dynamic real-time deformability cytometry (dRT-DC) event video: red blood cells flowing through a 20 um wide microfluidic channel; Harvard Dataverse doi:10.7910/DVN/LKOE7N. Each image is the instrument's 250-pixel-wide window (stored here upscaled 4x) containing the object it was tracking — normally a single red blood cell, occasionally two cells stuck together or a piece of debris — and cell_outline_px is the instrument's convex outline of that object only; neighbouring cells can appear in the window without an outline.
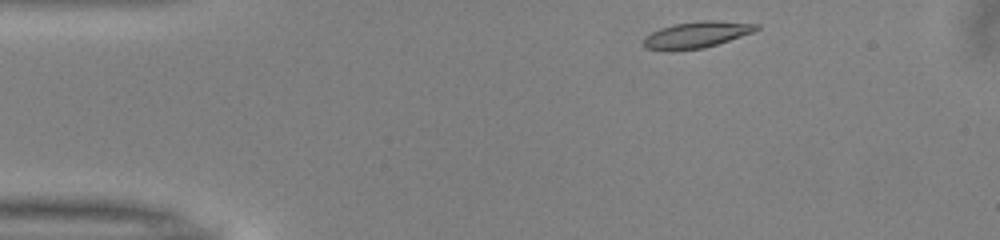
{"species": "common noctule bat (a hibernating species)", "species_latin": "Nyctalus noctula", "temperature_condition": "warm", "stored_images_in_passage": 33, "camera_frame_rate_fps": 3000, "um_per_image_px": 0.085, "animal": {"sex": "male", "body_mass_g": 13.0, "forearm_length_mm": 53.1}, "frame": {"image": 1, "passage_image": 1, "time_ms": 0.0, "image_size_px": [1000, 240], "cell_outline_px": [[760, 28], [752, 32], [704, 48], [672, 52], [668, 52], [644, 48], [640, 44], [644, 36], [660, 28], [676, 24], [700, 20], [716, 20], [760, 24]], "centroid_in_image_um": [59.12, 2.97], "position_along_channel_um": 25.9, "area_um2": 17.69}}
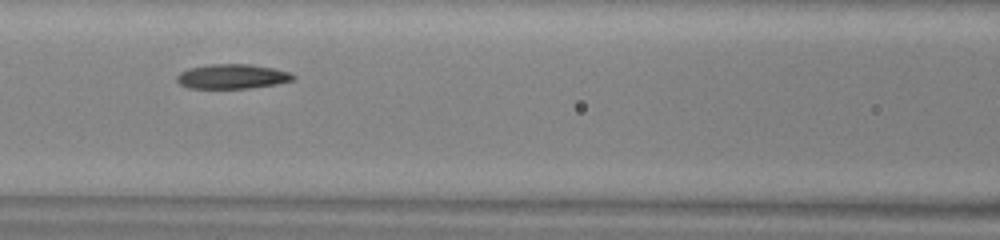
{"frame": {"image": 2, "passage_image": 15, "time_ms": 4.667, "image_size_px": [1000, 240], "cell_outline_px": [[296, 80], [276, 84], [248, 88], [188, 88], [180, 84], [176, 80], [176, 76], [180, 72], [188, 68], [212, 64], [248, 64], [272, 68], [292, 72], [296, 76]], "centroid_in_image_um": [19.76, 6.5], "position_along_channel_um": 146.8, "area_um2": 16.76}}
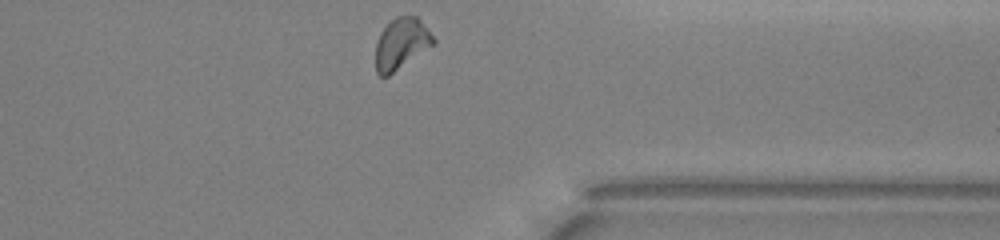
{"frame": {"image": 3, "passage_image": 33, "time_ms": 10.667, "image_size_px": [1000, 240], "cell_outline_px": [[436, 44], [388, 76], [380, 76], [376, 72], [376, 44], [380, 32], [396, 16], [416, 16], [420, 20], [436, 40]], "centroid_in_image_um": [34.12, 3.73], "position_along_channel_um": 377.3, "area_um2": 17.17}, "authors_computed_cell_mechanics": {"area_um2": 17.051, "velocity_mm_per_s": 3.9809, "shape_relaxation_time_tau1_ms": 7.8575, "shape_relaxation_time_tau2_ms": 9.3709, "deformation_change_tau1": 0.1882, "deformation_change_tau2": 0.1961}}